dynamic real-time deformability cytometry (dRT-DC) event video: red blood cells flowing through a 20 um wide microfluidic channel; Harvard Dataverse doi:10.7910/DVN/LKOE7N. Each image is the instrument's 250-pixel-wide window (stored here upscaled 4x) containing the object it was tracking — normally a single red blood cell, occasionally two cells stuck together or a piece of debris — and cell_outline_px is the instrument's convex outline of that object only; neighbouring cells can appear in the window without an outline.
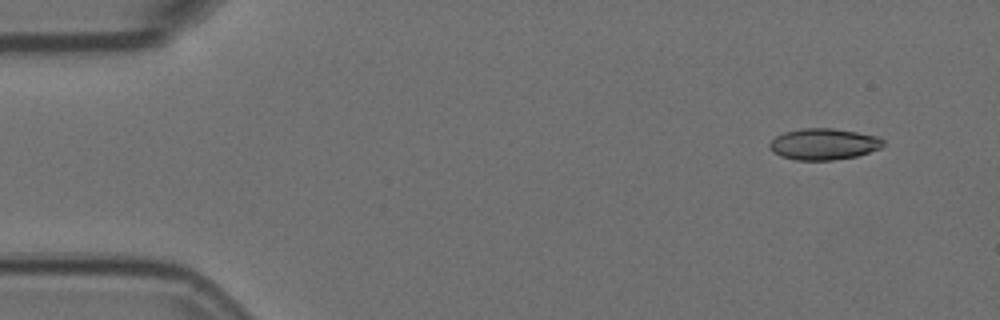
{"species": "Egyptian fruit bat (a non-hibernating species)", "species_latin": "Rousettus aegyptiacus", "temperature_condition": "room temperature", "stored_images_in_passage": 52, "camera_frame_rate_fps": 3000, "um_per_image_px": 0.085, "animal": {"sex": "female"}, "frame": {"image": 1, "passage_image": 1, "time_ms": 0.0, "image_size_px": [1000, 320], "cell_outline_px": [[884, 144], [880, 148], [856, 156], [832, 160], [796, 160], [780, 156], [772, 152], [768, 148], [768, 144], [776, 136], [784, 132], [804, 128], [832, 128], [856, 132], [876, 136], [884, 140]], "centroid_in_image_um": [69.97, 12.25], "position_along_channel_um": 15.0, "area_um2": 20.69}}
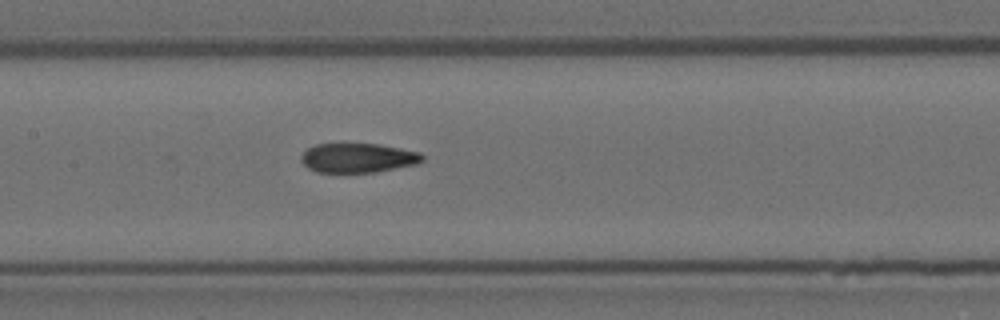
{"frame": {"image": 2, "passage_image": 23, "time_ms": 7.333, "image_size_px": [1000, 320], "cell_outline_px": [[424, 160], [416, 164], [376, 172], [316, 172], [308, 168], [300, 160], [300, 156], [308, 148], [316, 144], [380, 144], [420, 152], [424, 156]], "centroid_in_image_um": [30.43, 13.42], "position_along_channel_um": 177.0, "area_um2": 20.75}}
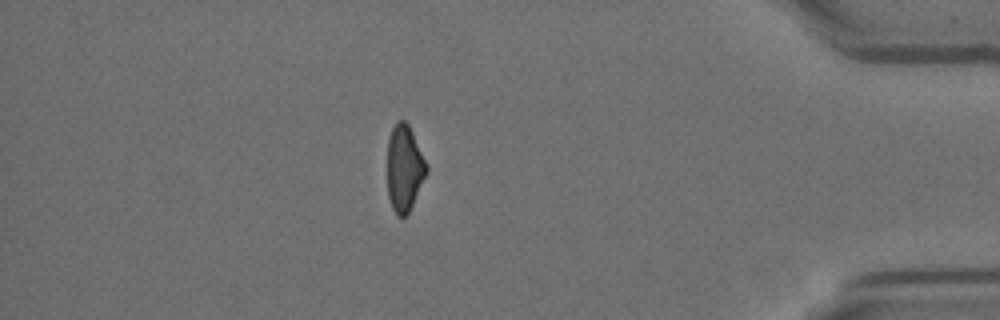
{"frame": {"image": 3, "passage_image": 45, "time_ms": 14.667, "image_size_px": [1000, 320], "cell_outline_px": [[428, 172], [408, 212], [404, 216], [396, 216], [392, 208], [388, 196], [388, 140], [392, 128], [396, 120], [404, 120], [408, 124], [428, 164]], "centroid_in_image_um": [34.38, 14.28], "position_along_channel_um": 400.8, "area_um2": 19.65}, "authors_computed_cell_mechanics": {"area_um2": 21.386, "velocity_mm_per_s": 3.6321, "shape_relaxation_time_tau1_ms": null, "shape_relaxation_time_tau2_ms": 2.8315, "deformation_change_tau1": null, "deformation_change_tau2": 0.0982}}